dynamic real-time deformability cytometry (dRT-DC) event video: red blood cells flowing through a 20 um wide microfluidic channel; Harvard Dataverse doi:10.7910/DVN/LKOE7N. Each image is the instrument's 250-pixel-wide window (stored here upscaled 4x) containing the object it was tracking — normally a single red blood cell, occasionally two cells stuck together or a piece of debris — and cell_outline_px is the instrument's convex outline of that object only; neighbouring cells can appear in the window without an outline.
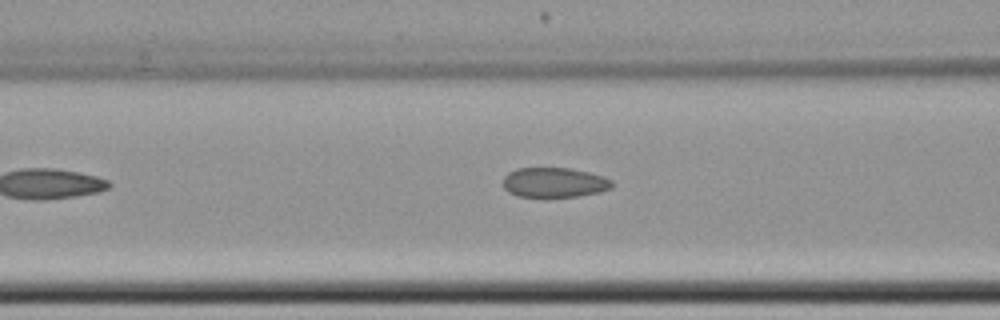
{"species": "common noctule bat (a hibernating species)", "species_latin": "Nyctalus noctula", "temperature_condition": "cold", "stored_images_in_passage": 6, "camera_frame_rate_fps": 3000, "um_per_image_px": 0.085, "animal": {"sex": "female", "body_mass_g": 22.7, "forearm_length_mm": 54.2}, "frame": {"image": 1, "passage_image": 6, "time_ms": 7.333, "image_size_px": [1000, 320], "cell_outline_px": [[612, 188], [600, 192], [576, 196], [516, 196], [508, 192], [504, 188], [504, 176], [508, 172], [516, 168], [568, 168], [588, 172], [604, 176], [612, 180]], "centroid_in_image_um": [47.11, 15.5], "position_along_channel_um": 119.5, "area_um2": 18.84}}